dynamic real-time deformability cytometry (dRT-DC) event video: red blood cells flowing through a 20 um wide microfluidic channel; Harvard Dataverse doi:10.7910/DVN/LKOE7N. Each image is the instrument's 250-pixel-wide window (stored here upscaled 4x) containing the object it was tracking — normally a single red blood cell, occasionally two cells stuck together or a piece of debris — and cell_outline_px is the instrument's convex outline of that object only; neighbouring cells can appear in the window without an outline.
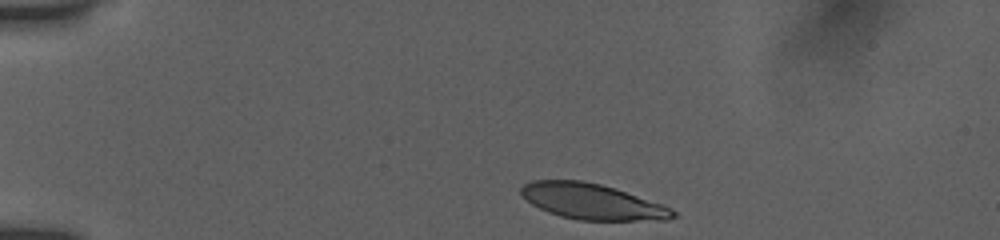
{"species": "human", "species_latin": "Homo sapiens", "temperature_condition": "room temperature", "stored_images_in_passage": 17, "camera_frame_rate_fps": 3000, "um_per_image_px": 0.085, "donor": {"sex": "female"}, "frame": {"image": 1, "passage_image": 1, "time_ms": 0.0, "image_size_px": [1000, 240], "cell_outline_px": [[680, 216], [668, 220], [580, 220], [560, 216], [548, 212], [532, 204], [520, 192], [520, 188], [524, 184], [532, 180], [580, 180], [600, 184], [616, 188], [664, 204], [672, 208]], "centroid_in_image_um": [50.41, 17.13], "position_along_channel_um": 34.6, "area_um2": 31.79}}
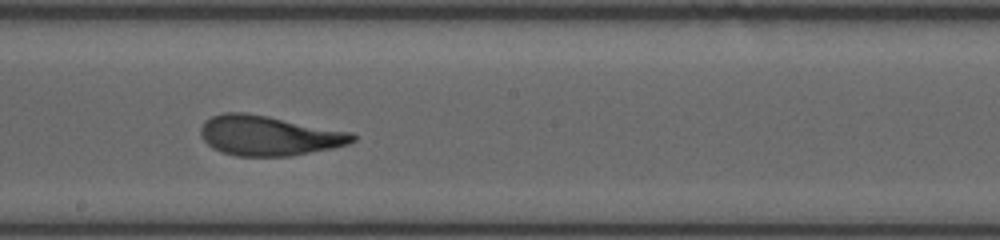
{"frame": {"image": 2, "passage_image": 10, "time_ms": 6.667, "image_size_px": [1000, 240], "cell_outline_px": [[356, 140], [348, 144], [332, 148], [288, 156], [236, 156], [220, 152], [212, 148], [204, 140], [200, 132], [200, 128], [204, 120], [212, 116], [224, 112], [244, 112], [268, 116], [352, 132], [356, 136]], "centroid_in_image_um": [22.82, 11.52], "position_along_channel_um": 225.4, "area_um2": 35.37}}
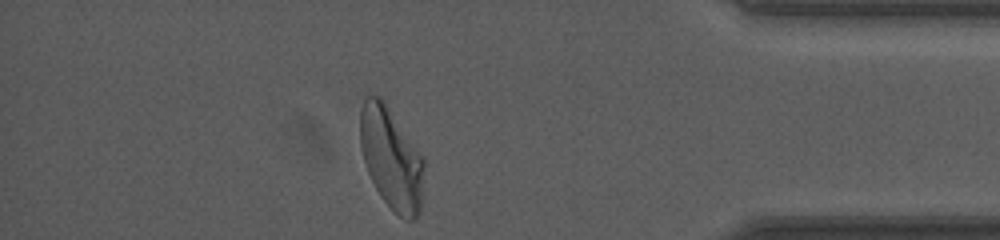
{"frame": {"image": 3, "passage_image": 17, "time_ms": 12.0, "image_size_px": [1000, 240], "cell_outline_px": [[424, 168], [420, 212], [412, 220], [404, 220], [380, 196], [368, 172], [360, 148], [360, 112], [364, 100], [368, 96], [380, 96], [384, 100], [424, 156]], "centroid_in_image_um": [33.27, 13.43], "position_along_channel_um": 401.9, "area_um2": 37.92}, "authors_computed_cell_mechanics": {"area_um2": 34.7956, "velocity_mm_per_s": 3.8546, "shape_relaxation_time_tau1_ms": 3.7926, "shape_relaxation_time_tau2_ms": 1.2043, "deformation_change_tau1": 0.1874, "deformation_change_tau2": 0.0873}}